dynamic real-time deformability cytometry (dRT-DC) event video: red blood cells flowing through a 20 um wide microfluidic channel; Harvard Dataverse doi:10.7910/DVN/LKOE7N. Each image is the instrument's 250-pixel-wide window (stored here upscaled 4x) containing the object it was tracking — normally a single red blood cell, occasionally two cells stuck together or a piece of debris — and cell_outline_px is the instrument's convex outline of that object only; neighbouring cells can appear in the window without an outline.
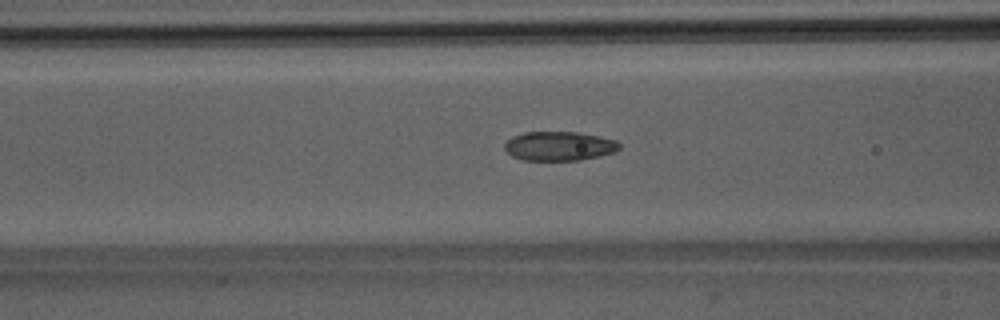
{"species": "Egyptian fruit bat (a non-hibernating species)", "species_latin": "Rousettus aegyptiacus", "temperature_condition": "room temperature", "stored_images_in_passage": 51, "camera_frame_rate_fps": 3000, "um_per_image_px": 0.085, "animal": {"sex": "male"}, "frame": {"image": 1, "passage_image": 20, "time_ms": 6.333, "image_size_px": [1000, 320], "cell_outline_px": [[620, 148], [616, 152], [600, 156], [580, 160], [524, 160], [512, 156], [504, 148], [504, 144], [512, 136], [524, 132], [576, 132], [600, 136], [616, 140], [620, 144]], "centroid_in_image_um": [47.55, 12.41], "position_along_channel_um": 119.0, "area_um2": 19.59}}
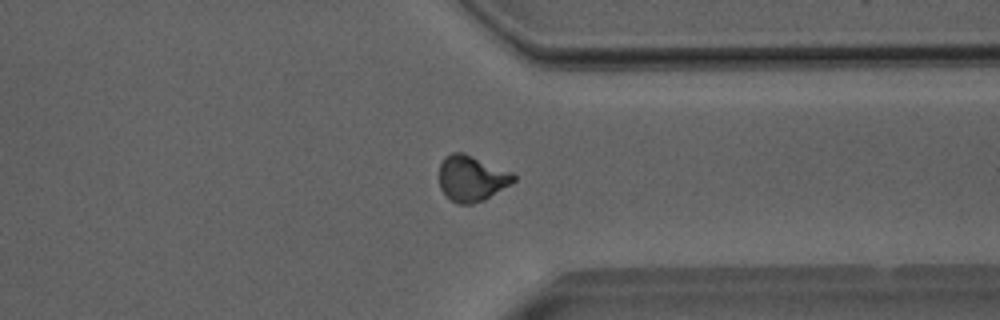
{"frame": {"image": 2, "passage_image": 39, "time_ms": 12.667, "image_size_px": [1000, 320], "cell_outline_px": [[516, 180], [512, 184], [484, 200], [472, 204], [456, 204], [440, 188], [440, 164], [444, 156], [452, 152], [464, 152], [512, 172], [516, 176]], "centroid_in_image_um": [40.11, 15.15], "position_along_channel_um": 371.3, "area_um2": 19.94}}
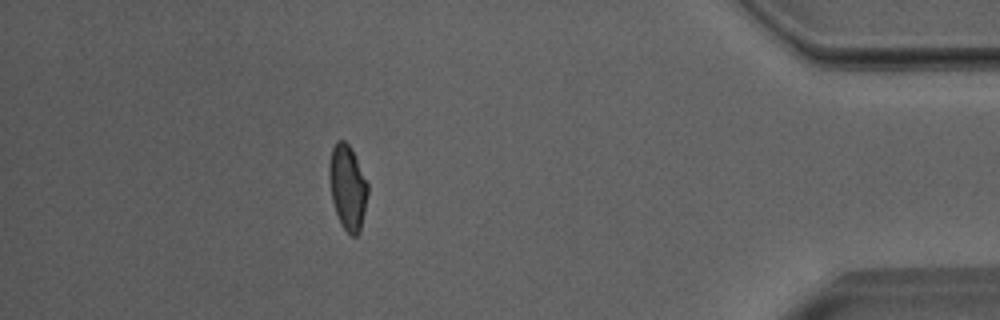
{"frame": {"image": 3, "passage_image": 45, "time_ms": 14.667, "image_size_px": [1000, 320], "cell_outline_px": [[368, 192], [360, 232], [356, 236], [352, 236], [340, 224], [332, 200], [328, 176], [328, 164], [332, 148], [336, 140], [344, 140], [348, 144], [368, 184]], "centroid_in_image_um": [29.52, 15.93], "position_along_channel_um": 405.7, "area_um2": 18.9}, "authors_computed_cell_mechanics": {"area_um2": 19.5942, "velocity_mm_per_s": 4.0004, "shape_relaxation_time_tau1_ms": 6.2244, "shape_relaxation_time_tau2_ms": 1.258, "deformation_change_tau1": 0.162, "deformation_change_tau2": 0.071}}